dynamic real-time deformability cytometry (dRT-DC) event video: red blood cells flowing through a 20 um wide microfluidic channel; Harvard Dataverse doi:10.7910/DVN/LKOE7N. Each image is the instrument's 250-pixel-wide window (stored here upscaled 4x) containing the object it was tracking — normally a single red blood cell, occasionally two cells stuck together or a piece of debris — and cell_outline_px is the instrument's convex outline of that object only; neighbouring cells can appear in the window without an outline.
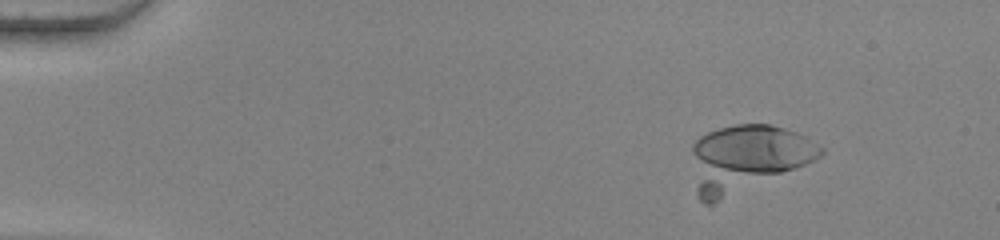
{"species": "human", "species_latin": "Homo sapiens", "temperature_condition": "warm", "stored_images_in_passage": 49, "camera_frame_rate_fps": 3000, "um_per_image_px": 0.085, "donor": {"sex": "female"}, "frame": {"image": 1, "passage_image": 1, "time_ms": 0.0, "image_size_px": [1000, 240], "cell_outline_px": [[824, 152], [820, 156], [796, 168], [712, 204], [704, 204], [700, 200], [696, 192], [692, 152], [692, 144], [700, 136], [708, 132], [720, 128], [736, 124], [768, 124], [784, 128], [796, 132], [804, 136], [824, 148]], "centroid_in_image_um": [63.45, 13.44], "position_along_channel_um": 21.6, "area_um2": 49.25}}
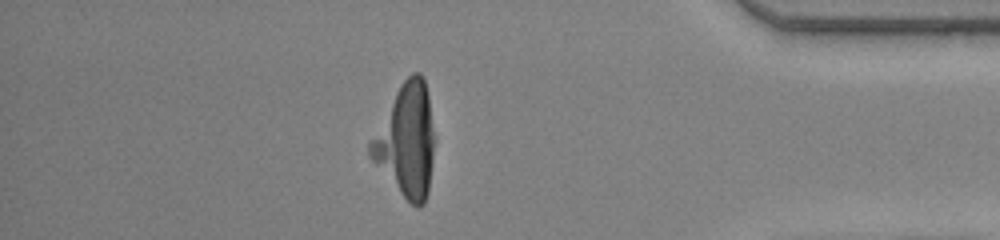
{"frame": {"image": 2, "passage_image": 42, "time_ms": 13.667, "image_size_px": [1000, 240], "cell_outline_px": [[432, 160], [428, 192], [424, 204], [420, 208], [416, 208], [400, 192], [368, 156], [368, 140], [400, 84], [412, 72], [420, 72], [424, 80], [428, 96], [432, 132]], "centroid_in_image_um": [34.48, 11.95], "position_along_channel_um": 400.7, "area_um2": 41.27}}